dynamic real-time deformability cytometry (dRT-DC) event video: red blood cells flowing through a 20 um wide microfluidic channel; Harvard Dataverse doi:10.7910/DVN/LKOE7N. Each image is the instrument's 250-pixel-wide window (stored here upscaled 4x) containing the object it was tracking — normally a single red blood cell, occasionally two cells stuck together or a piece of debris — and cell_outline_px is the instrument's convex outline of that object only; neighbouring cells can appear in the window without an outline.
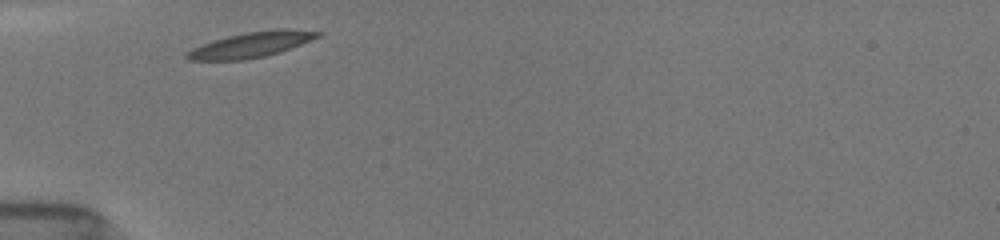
{"species": "common noctule bat (a hibernating species)", "species_latin": "Nyctalus noctula", "temperature_condition": "room temperature", "stored_images_in_passage": 2, "camera_frame_rate_fps": 3000, "um_per_image_px": 0.085, "animal": {"sex": "female", "body_mass_g": 19.5, "forearm_length_mm": 54.1}, "frame": {"image": 1, "passage_image": 1, "time_ms": 0.0, "image_size_px": [1000, 240], "cell_outline_px": [[324, 32], [320, 36], [280, 52], [264, 56], [244, 60], [188, 60], [184, 56], [192, 48], [228, 36], [248, 32], [280, 28], [284, 28]], "centroid_in_image_um": [21.38, 3.8], "position_along_channel_um": 63.6, "area_um2": 19.02}}
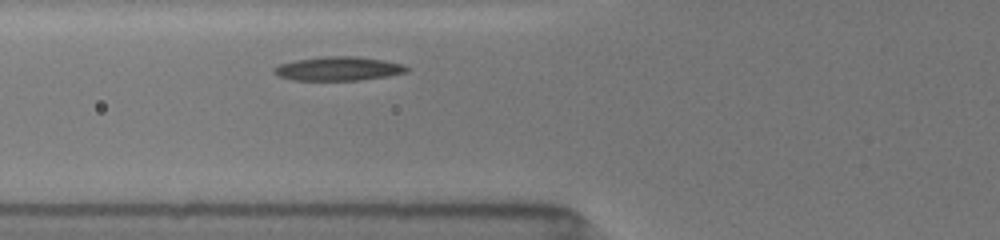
{"frame": {"image": 2, "passage_image": 2, "time_ms": 1.0, "image_size_px": [1000, 240], "cell_outline_px": [[408, 72], [388, 76], [360, 80], [292, 80], [276, 76], [272, 72], [272, 68], [280, 64], [296, 60], [320, 56], [356, 56], [384, 60], [404, 64], [408, 68]], "centroid_in_image_um": [28.73, 5.83], "position_along_channel_um": 97.1, "area_um2": 18.73}}